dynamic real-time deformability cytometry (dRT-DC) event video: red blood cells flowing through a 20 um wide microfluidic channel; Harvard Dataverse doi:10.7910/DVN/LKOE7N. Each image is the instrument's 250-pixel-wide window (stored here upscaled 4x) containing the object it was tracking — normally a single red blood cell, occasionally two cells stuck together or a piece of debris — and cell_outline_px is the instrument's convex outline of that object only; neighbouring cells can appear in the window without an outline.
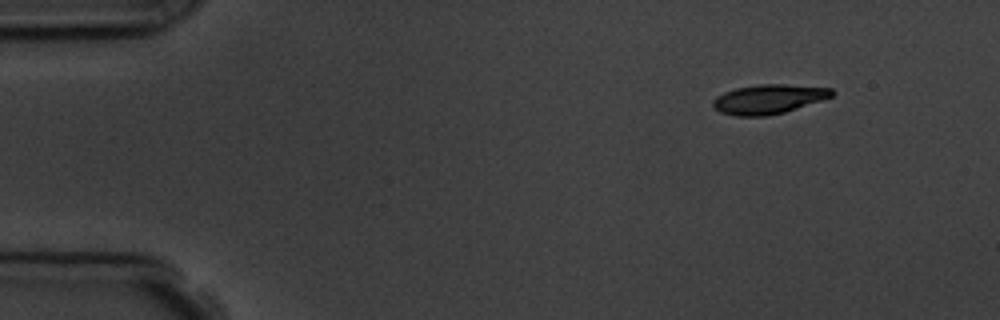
{"species": "common noctule bat (a hibernating species)", "species_latin": "Nyctalus noctula", "temperature_condition": "room temperature", "stored_images_in_passage": 4, "camera_frame_rate_fps": 3000, "um_per_image_px": 0.085, "animal": {"sex": "male", "body_mass_g": 19.5, "forearm_length_mm": 54.6}, "frame": {"image": 1, "passage_image": 1, "time_ms": 0.0, "image_size_px": [1000, 320], "cell_outline_px": [[836, 92], [832, 96], [784, 112], [768, 116], [736, 116], [720, 112], [712, 104], [712, 100], [716, 96], [724, 92], [736, 88], [760, 84], [784, 84], [832, 88]], "centroid_in_image_um": [65.31, 8.42], "position_along_channel_um": 19.7, "area_um2": 20.23}}
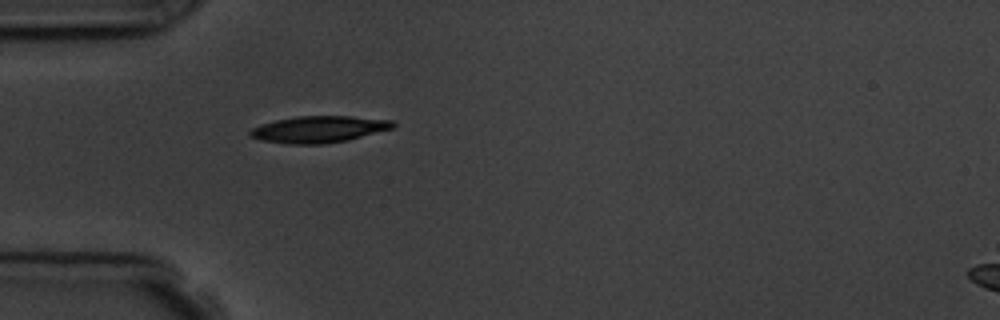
{"frame": {"image": 2, "passage_image": 4, "time_ms": 3.333, "image_size_px": [1000, 320], "cell_outline_px": [[396, 124], [392, 128], [348, 140], [324, 144], [288, 144], [260, 140], [248, 136], [248, 132], [252, 128], [260, 124], [276, 120], [296, 116], [352, 116], [392, 120]], "centroid_in_image_um": [27.06, 10.99], "position_along_channel_um": 57.9, "area_um2": 22.25}}